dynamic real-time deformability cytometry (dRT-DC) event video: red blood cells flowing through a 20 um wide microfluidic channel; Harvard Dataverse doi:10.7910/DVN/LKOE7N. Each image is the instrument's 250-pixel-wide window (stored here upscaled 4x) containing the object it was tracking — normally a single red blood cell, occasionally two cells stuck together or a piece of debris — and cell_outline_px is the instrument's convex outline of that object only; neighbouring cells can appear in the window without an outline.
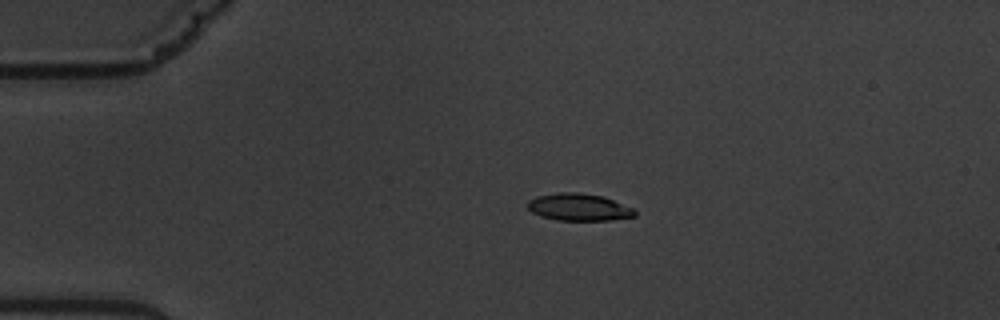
{"species": "common noctule bat (a hibernating species)", "species_latin": "Nyctalus noctula", "temperature_condition": "warm", "stored_images_in_passage": 2, "camera_frame_rate_fps": 3000, "um_per_image_px": 0.085, "animal": {"sex": "male", "body_mass_g": 19.5, "forearm_length_mm": 54.6}, "frame": {"image": 1, "passage_image": 1, "time_ms": 0.0, "image_size_px": [1000, 320], "cell_outline_px": [[636, 216], [608, 220], [556, 220], [540, 216], [532, 212], [528, 208], [528, 200], [536, 196], [556, 192], [576, 192], [604, 196], [632, 208], [636, 212]], "centroid_in_image_um": [49.17, 17.6], "position_along_channel_um": 35.8, "area_um2": 16.99}}